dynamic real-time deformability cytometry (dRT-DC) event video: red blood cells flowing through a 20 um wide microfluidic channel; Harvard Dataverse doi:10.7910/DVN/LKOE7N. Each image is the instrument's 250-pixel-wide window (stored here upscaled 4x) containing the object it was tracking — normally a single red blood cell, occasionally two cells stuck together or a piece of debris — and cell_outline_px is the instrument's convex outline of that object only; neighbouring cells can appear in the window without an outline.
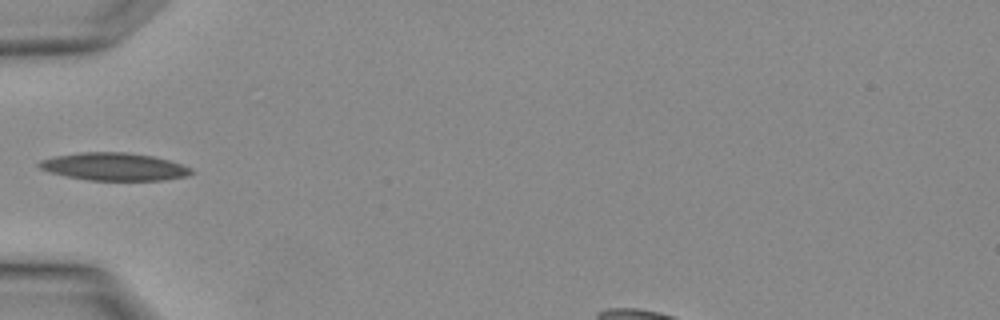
{"species": "Egyptian fruit bat (a non-hibernating species)", "species_latin": "Rousettus aegyptiacus", "temperature_condition": "warm", "stored_images_in_passage": 3, "segment_of_instrument_passage": [1, 2], "camera_frame_rate_fps": 3000, "um_per_image_px": 0.085, "animal": {"sex": "female"}, "frame": {"image": 1, "passage_image": 2, "time_ms": 0.333, "image_size_px": [1000, 320], "cell_outline_px": [[196, 172], [188, 176], [164, 180], [88, 180], [68, 176], [52, 172], [40, 168], [36, 164], [40, 160], [56, 156], [80, 152], [128, 152], [152, 156], [184, 164], [192, 168]], "centroid_in_image_um": [9.77, 14.16], "position_along_channel_um": 75.2, "area_um2": 24.57}}